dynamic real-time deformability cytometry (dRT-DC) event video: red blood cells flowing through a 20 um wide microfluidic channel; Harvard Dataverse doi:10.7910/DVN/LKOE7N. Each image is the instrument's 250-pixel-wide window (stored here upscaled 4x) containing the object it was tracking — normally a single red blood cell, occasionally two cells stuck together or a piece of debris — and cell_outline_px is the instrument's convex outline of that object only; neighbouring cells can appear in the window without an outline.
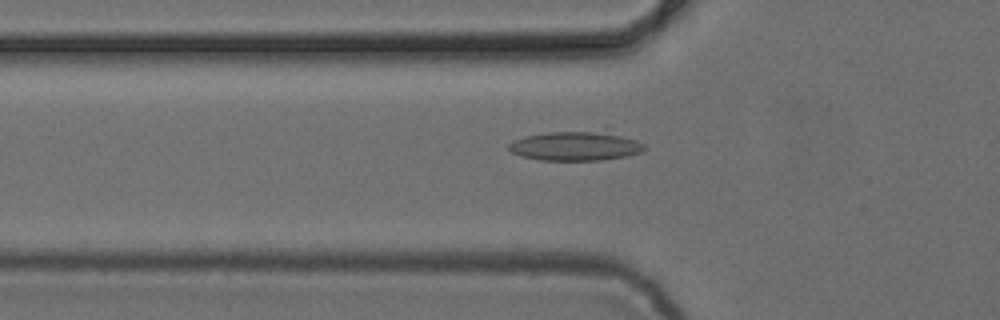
{"species": "common noctule bat (a hibernating species)", "species_latin": "Nyctalus noctula", "temperature_condition": "cold", "stored_images_in_passage": 53, "camera_frame_rate_fps": 3000, "um_per_image_px": 0.085, "animal": {"sex": "female", "body_mass_g": 24.6, "forearm_length_mm": 56.2}, "frame": {"image": 1, "passage_image": 18, "time_ms": 5.667, "image_size_px": [1000, 320], "cell_outline_px": [[644, 152], [628, 156], [604, 160], [540, 160], [520, 156], [512, 152], [508, 148], [508, 144], [512, 140], [524, 136], [548, 132], [592, 132], [620, 136], [636, 140], [644, 144]], "centroid_in_image_um": [48.86, 12.44], "position_along_channel_um": 76.9, "area_um2": 22.72}}
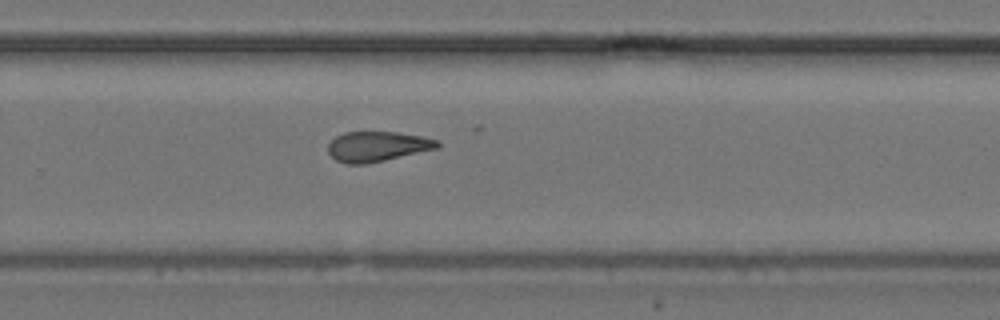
{"frame": {"image": 2, "passage_image": 35, "time_ms": 11.333, "image_size_px": [1000, 320], "cell_outline_px": [[440, 148], [384, 160], [364, 164], [348, 164], [336, 160], [328, 152], [328, 144], [336, 136], [344, 132], [396, 132], [420, 136], [440, 140]], "centroid_in_image_um": [32.09, 12.44], "position_along_channel_um": 297.7, "area_um2": 19.13}}
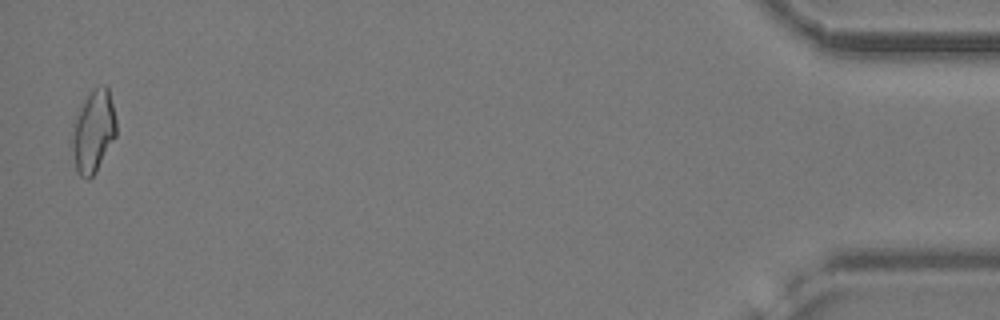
{"frame": {"image": 3, "passage_image": 52, "time_ms": 17.0, "image_size_px": [1000, 320], "cell_outline_px": [[116, 136], [96, 172], [88, 180], [80, 176], [76, 168], [68, 144], [68, 140], [72, 124], [76, 112], [80, 104], [96, 88], [104, 84], [108, 88], [116, 120]], "centroid_in_image_um": [7.87, 11.21], "position_along_channel_um": 427.3, "area_um2": 21.79}, "authors_computed_cell_mechanics": {"area_um2": 21.386, "velocity_mm_per_s": 3.8991, "shape_relaxation_time_tau1_ms": null, "shape_relaxation_time_tau2_ms": 2.1606, "deformation_change_tau1": null, "deformation_change_tau2": 0.1127}}